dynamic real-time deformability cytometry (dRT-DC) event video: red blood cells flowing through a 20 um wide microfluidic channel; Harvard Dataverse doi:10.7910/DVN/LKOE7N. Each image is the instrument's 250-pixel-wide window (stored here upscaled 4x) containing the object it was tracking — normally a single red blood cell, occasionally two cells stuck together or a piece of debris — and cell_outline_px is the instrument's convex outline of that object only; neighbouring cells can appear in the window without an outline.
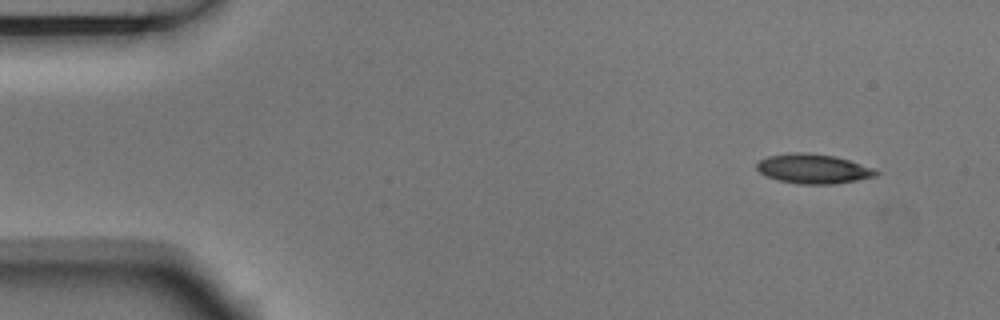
{"species": "Egyptian fruit bat (a non-hibernating species)", "species_latin": "Rousettus aegyptiacus", "temperature_condition": "room temperature", "stored_images_in_passage": 8, "camera_frame_rate_fps": 3000, "um_per_image_px": 0.085, "animal": {"sex": "male"}, "frame": {"image": 1, "passage_image": 1, "time_ms": 0.0, "image_size_px": [1000, 320], "cell_outline_px": [[880, 172], [876, 176], [836, 184], [800, 184], [780, 180], [768, 176], [760, 172], [756, 168], [756, 164], [760, 160], [768, 156], [788, 152], [808, 152], [836, 156], [872, 168]], "centroid_in_image_um": [69.12, 14.33], "position_along_channel_um": 15.9, "area_um2": 20.46}}
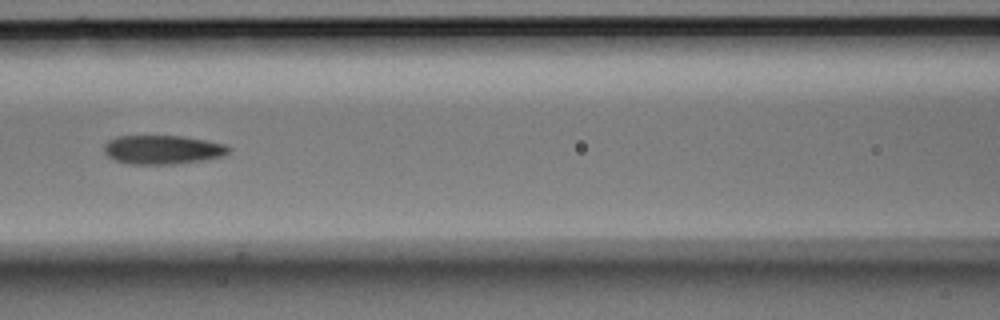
{"frame": {"image": 2, "passage_image": 5, "time_ms": 1.333, "image_size_px": [1000, 320], "cell_outline_px": [[232, 148], [224, 156], [200, 160], [172, 164], [128, 164], [116, 160], [108, 156], [104, 152], [104, 144], [108, 140], [116, 136], [180, 136], [228, 144]], "centroid_in_image_um": [13.82, 12.71], "position_along_channel_um": 152.8, "area_um2": 20.98}}
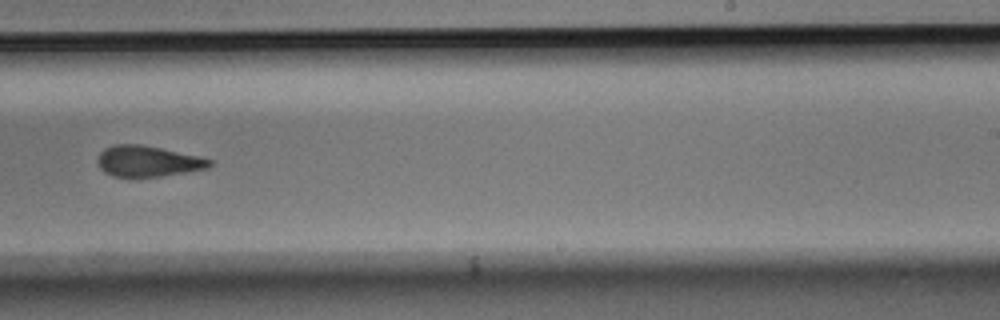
{"frame": {"image": 3, "passage_image": 8, "time_ms": 2.333, "image_size_px": [1000, 320], "cell_outline_px": [[212, 164], [208, 168], [160, 176], [112, 176], [104, 172], [100, 168], [96, 160], [100, 152], [104, 148], [116, 144], [140, 144], [160, 148], [196, 156], [212, 160]], "centroid_in_image_um": [12.51, 13.7], "position_along_channel_um": 276.5, "area_um2": 19.83}}